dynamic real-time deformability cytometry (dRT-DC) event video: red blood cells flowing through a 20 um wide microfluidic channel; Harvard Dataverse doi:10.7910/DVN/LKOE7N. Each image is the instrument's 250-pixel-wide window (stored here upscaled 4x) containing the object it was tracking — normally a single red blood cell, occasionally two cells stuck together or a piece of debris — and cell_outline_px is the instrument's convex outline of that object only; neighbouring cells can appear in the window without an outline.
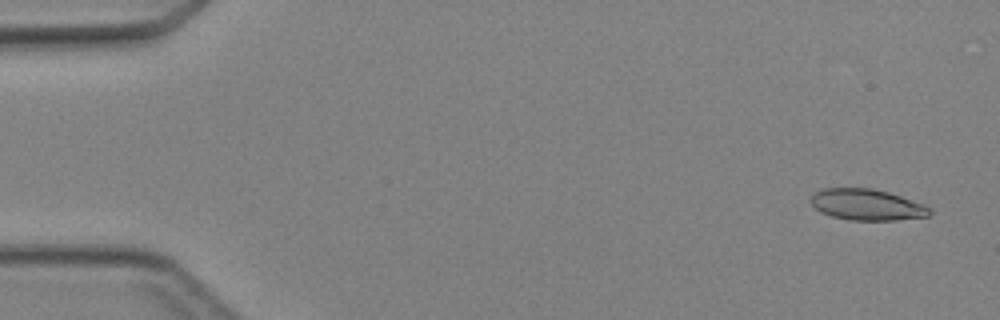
{"species": "Egyptian fruit bat (a non-hibernating species)", "species_latin": "Rousettus aegyptiacus", "temperature_condition": "cold", "stored_images_in_passage": 4, "camera_frame_rate_fps": 3000, "um_per_image_px": 0.085, "animal": {"sex": "female"}, "frame": {"image": 1, "passage_image": 1, "time_ms": 0.0, "image_size_px": [1000, 320], "cell_outline_px": [[932, 212], [928, 216], [896, 220], [848, 220], [832, 216], [820, 212], [812, 204], [812, 196], [816, 192], [824, 188], [872, 188], [888, 192], [924, 204], [932, 208]], "centroid_in_image_um": [73.72, 17.4], "position_along_channel_um": 11.3, "area_um2": 21.5}}
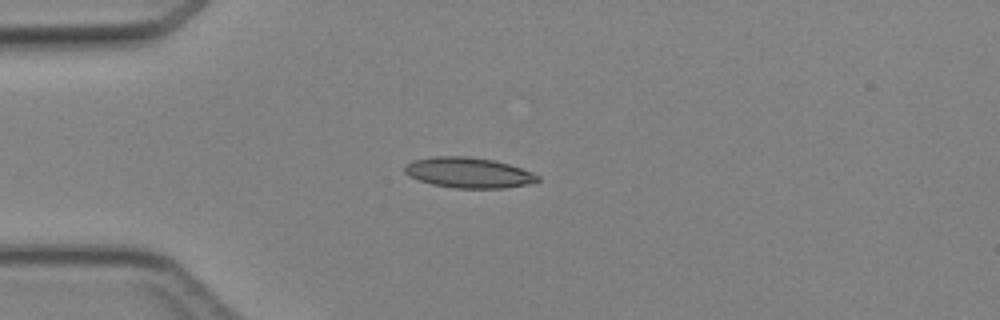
{"frame": {"image": 2, "passage_image": 4, "time_ms": 3.333, "image_size_px": [1000, 320], "cell_outline_px": [[540, 180], [528, 184], [504, 188], [456, 188], [432, 184], [408, 176], [404, 172], [404, 168], [412, 160], [432, 156], [468, 156], [492, 160], [508, 164], [532, 172], [540, 176]], "centroid_in_image_um": [39.81, 14.67], "position_along_channel_um": 45.2, "area_um2": 23.52}}